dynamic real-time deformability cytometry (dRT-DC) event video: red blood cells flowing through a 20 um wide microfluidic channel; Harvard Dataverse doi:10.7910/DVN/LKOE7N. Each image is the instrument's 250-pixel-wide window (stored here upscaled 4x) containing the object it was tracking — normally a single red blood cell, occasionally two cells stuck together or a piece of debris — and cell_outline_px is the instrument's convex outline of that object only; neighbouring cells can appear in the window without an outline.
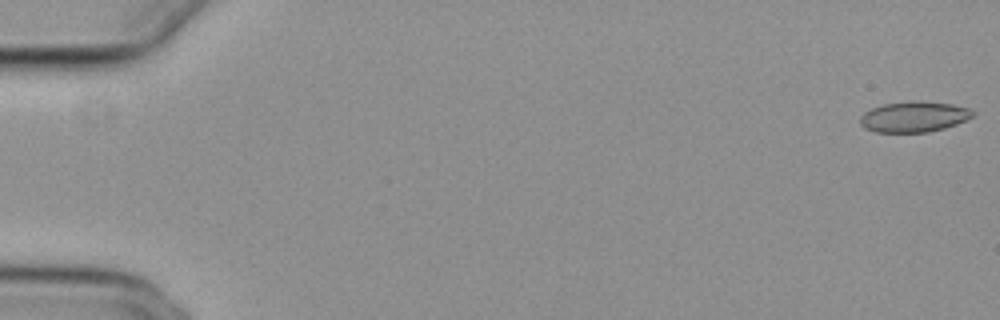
{"species": "common noctule bat (a hibernating species)", "species_latin": "Nyctalus noctula", "temperature_condition": "cold", "stored_images_in_passage": 12, "camera_frame_rate_fps": 3000, "um_per_image_px": 0.085, "animal": {"sex": "female", "body_mass_g": 29.2, "forearm_length_mm": 56.3}, "frame": {"image": 1, "passage_image": 1, "time_ms": 0.0, "image_size_px": [1000, 320], "cell_outline_px": [[976, 112], [972, 116], [956, 124], [944, 128], [928, 132], [876, 132], [864, 128], [860, 124], [860, 116], [864, 112], [872, 108], [884, 104], [952, 104], [968, 108]], "centroid_in_image_um": [77.65, 9.98], "position_along_channel_um": 7.4, "area_um2": 19.07}}